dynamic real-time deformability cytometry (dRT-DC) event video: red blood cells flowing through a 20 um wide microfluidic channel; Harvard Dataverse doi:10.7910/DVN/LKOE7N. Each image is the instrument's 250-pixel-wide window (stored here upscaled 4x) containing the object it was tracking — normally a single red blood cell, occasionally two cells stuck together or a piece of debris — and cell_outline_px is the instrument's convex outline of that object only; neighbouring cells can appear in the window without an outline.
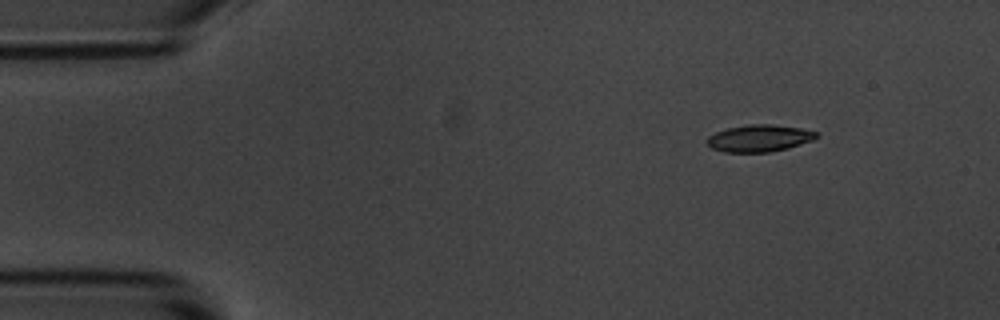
{"species": "common noctule bat (a hibernating species)", "species_latin": "Nyctalus noctula", "temperature_condition": "room temperature", "stored_images_in_passage": 3, "camera_frame_rate_fps": 3000, "um_per_image_px": 0.085, "animal": {"sex": "male", "body_mass_g": 20.1, "forearm_length_mm": 53.5}, "frame": {"image": 1, "passage_image": 1, "time_ms": 0.0, "image_size_px": [1000, 320], "cell_outline_px": [[820, 136], [812, 140], [788, 148], [768, 152], [724, 152], [712, 148], [704, 140], [708, 136], [716, 132], [728, 128], [748, 124], [768, 124], [800, 128], [820, 132]], "centroid_in_image_um": [64.54, 11.75], "position_along_channel_um": 20.5, "area_um2": 17.22}}